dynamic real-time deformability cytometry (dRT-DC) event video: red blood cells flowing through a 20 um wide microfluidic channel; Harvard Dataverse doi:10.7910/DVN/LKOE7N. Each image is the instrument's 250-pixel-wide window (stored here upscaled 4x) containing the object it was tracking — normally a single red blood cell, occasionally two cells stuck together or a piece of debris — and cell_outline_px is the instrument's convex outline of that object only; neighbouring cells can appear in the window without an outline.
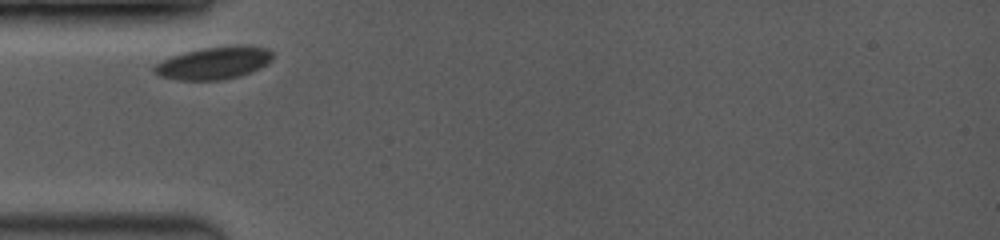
{"species": "common noctule bat (a hibernating species)", "species_latin": "Nyctalus noctula", "temperature_condition": "room temperature", "stored_images_in_passage": 17, "camera_frame_rate_fps": 3500, "um_per_image_px": 0.085, "animal": {"sex": "female", "body_mass_g": 19.0, "forearm_length_mm": 53.3}, "frame": {"image": 1, "passage_image": 1, "time_ms": 0.0, "image_size_px": [1000, 240], "cell_outline_px": [[272, 60], [268, 64], [252, 72], [240, 76], [220, 80], [180, 80], [160, 76], [152, 72], [152, 68], [156, 64], [172, 56], [184, 52], [200, 48], [240, 44], [244, 44], [268, 48], [272, 52]], "centroid_in_image_um": [18.22, 5.34], "position_along_channel_um": 66.8, "area_um2": 22.72}}
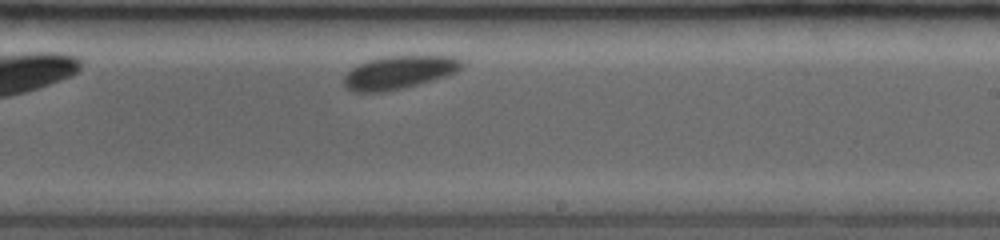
{"frame": {"image": 2, "passage_image": 10, "time_ms": 5.143, "image_size_px": [1000, 240], "cell_outline_px": [[464, 64], [456, 72], [420, 84], [404, 88], [380, 92], [356, 92], [348, 88], [344, 84], [344, 76], [352, 68], [368, 60], [384, 56], [456, 56]], "centroid_in_image_um": [33.92, 6.15], "position_along_channel_um": 255.1, "area_um2": 22.54}}
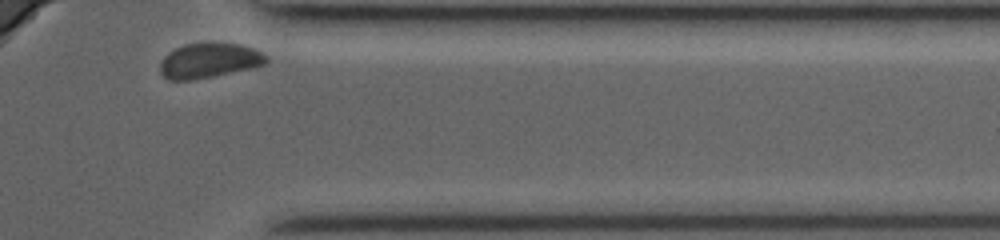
{"frame": {"image": 3, "passage_image": 17, "time_ms": 8.857, "image_size_px": [1000, 240], "cell_outline_px": [[268, 60], [264, 64], [248, 68], [212, 76], [192, 80], [168, 80], [160, 72], [160, 64], [164, 56], [168, 52], [184, 44], [240, 44], [252, 48], [268, 56]], "centroid_in_image_um": [17.73, 5.16], "position_along_channel_um": 393.7, "area_um2": 21.04}, "authors_computed_cell_mechanics": {"area_um2": 22.542, "velocity_mm_per_s": 3.6861, "shape_relaxation_time_tau1_ms": 0.0676, "shape_relaxation_time_tau2_ms": null, "deformation_change_tau1": 0.0408, "deformation_change_tau2": null}}